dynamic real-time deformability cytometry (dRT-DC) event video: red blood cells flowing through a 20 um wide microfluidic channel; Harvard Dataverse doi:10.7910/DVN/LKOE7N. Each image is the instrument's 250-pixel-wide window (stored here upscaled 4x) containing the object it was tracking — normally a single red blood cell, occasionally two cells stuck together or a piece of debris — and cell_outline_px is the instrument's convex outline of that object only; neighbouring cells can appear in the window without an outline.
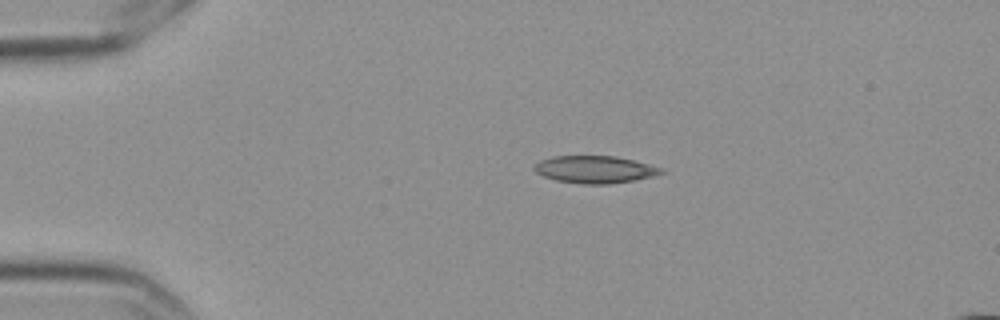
{"species": "Egyptian fruit bat (a non-hibernating species)", "species_latin": "Rousettus aegyptiacus", "temperature_condition": "cold", "stored_images_in_passage": 4, "camera_frame_rate_fps": 3000, "um_per_image_px": 0.085, "frame": {"image": 1, "passage_image": 1, "time_ms": 0.0, "image_size_px": [1000, 320], "cell_outline_px": [[664, 172], [656, 176], [608, 184], [584, 184], [556, 180], [544, 176], [536, 172], [532, 168], [540, 160], [552, 156], [616, 156], [664, 168]], "centroid_in_image_um": [50.57, 14.4], "position_along_channel_um": 34.4, "area_um2": 20.11}}
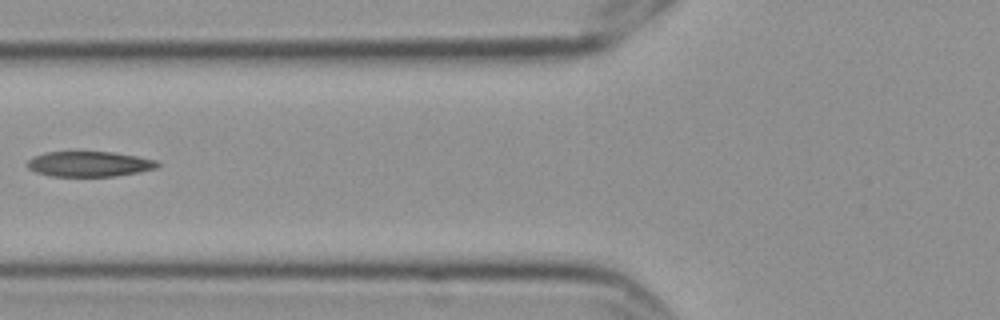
{"frame": {"image": 2, "passage_image": 4, "time_ms": 1.0, "image_size_px": [1000, 320], "cell_outline_px": [[160, 164], [156, 168], [116, 176], [52, 176], [36, 172], [28, 168], [24, 164], [32, 156], [44, 152], [112, 152], [136, 156], [156, 160]], "centroid_in_image_um": [7.53, 13.93], "position_along_channel_um": 118.3, "area_um2": 19.13}}